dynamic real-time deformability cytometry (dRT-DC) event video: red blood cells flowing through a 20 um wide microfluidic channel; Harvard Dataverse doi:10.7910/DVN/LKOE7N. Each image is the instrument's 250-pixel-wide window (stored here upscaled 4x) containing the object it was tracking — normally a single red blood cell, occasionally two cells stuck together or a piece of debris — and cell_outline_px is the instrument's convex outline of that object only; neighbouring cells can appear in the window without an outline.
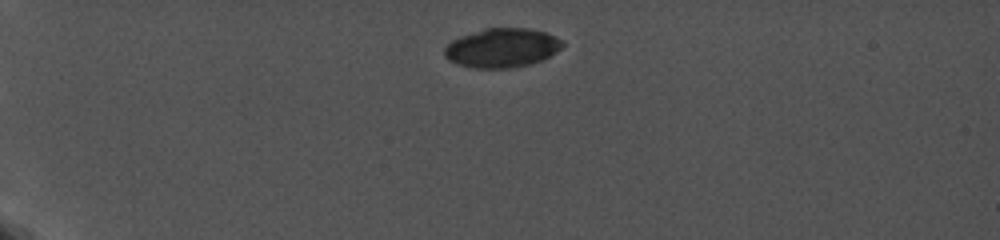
{"species": "common noctule bat (a hibernating species)", "species_latin": "Nyctalus noctula", "temperature_condition": "cold", "stored_images_in_passage": 8, "camera_frame_rate_fps": 5000, "um_per_image_px": 0.085, "animal": {"sex": "female", "body_mass_g": 19.0, "forearm_length_mm": 56.7}, "frame": {"image": 1, "passage_image": 2, "time_ms": 0.4, "image_size_px": [1000, 240], "cell_outline_px": [[564, 44], [556, 52], [544, 60], [512, 68], [468, 68], [456, 64], [448, 60], [444, 56], [444, 48], [452, 40], [460, 36], [484, 28], [528, 28], [544, 32], [564, 40]], "centroid_in_image_um": [42.65, 4.08], "position_along_channel_um": 42.4, "area_um2": 27.17}}